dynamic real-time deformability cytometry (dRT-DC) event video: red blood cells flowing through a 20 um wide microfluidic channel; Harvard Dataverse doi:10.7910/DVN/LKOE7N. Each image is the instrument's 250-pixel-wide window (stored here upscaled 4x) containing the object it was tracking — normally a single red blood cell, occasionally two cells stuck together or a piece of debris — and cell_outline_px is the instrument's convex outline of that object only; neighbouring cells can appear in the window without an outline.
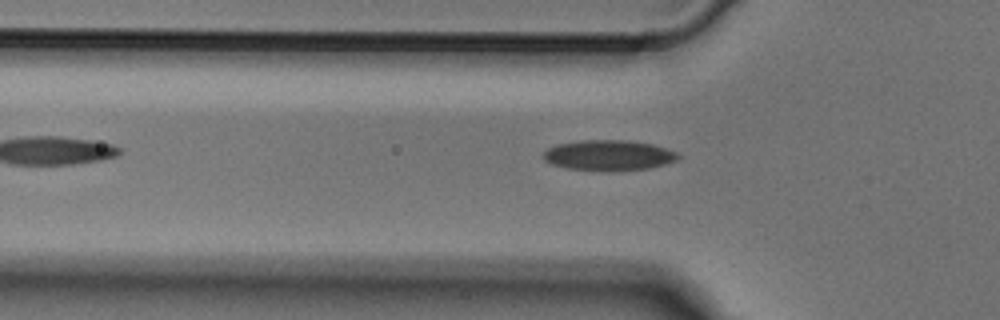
{"species": "Egyptian fruit bat (a non-hibernating species)", "species_latin": "Rousettus aegyptiacus", "temperature_condition": "cold", "stored_images_in_passage": 6, "camera_frame_rate_fps": 3000, "um_per_image_px": 0.085, "animal": {"sex": "male"}, "frame": {"image": 1, "passage_image": 4, "time_ms": 1.0, "image_size_px": [1000, 320], "cell_outline_px": [[680, 156], [676, 160], [664, 164], [648, 168], [568, 168], [552, 164], [544, 160], [544, 152], [548, 148], [556, 144], [584, 140], [624, 140], [652, 144], [680, 152]], "centroid_in_image_um": [51.76, 13.14], "position_along_channel_um": 74.0, "area_um2": 22.83}}
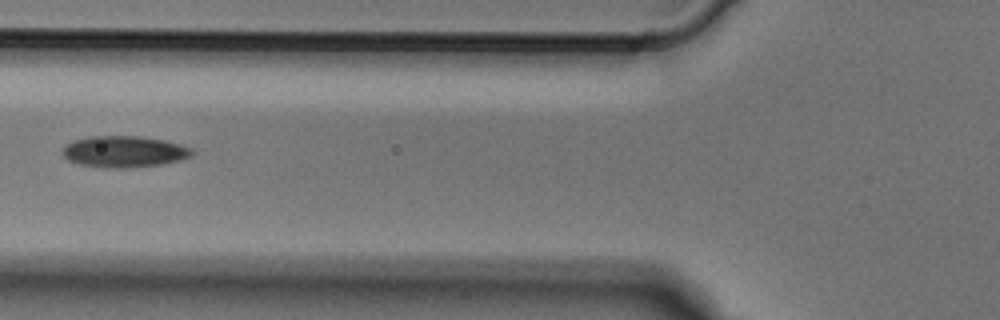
{"frame": {"image": 2, "passage_image": 5, "time_ms": 1.333, "image_size_px": [1000, 320], "cell_outline_px": [[196, 152], [192, 156], [180, 160], [160, 164], [120, 168], [104, 168], [80, 164], [68, 160], [60, 152], [64, 144], [72, 140], [88, 136], [140, 136], [164, 140], [180, 144], [192, 148]], "centroid_in_image_um": [10.52, 12.87], "position_along_channel_um": 115.3, "area_um2": 23.93}}
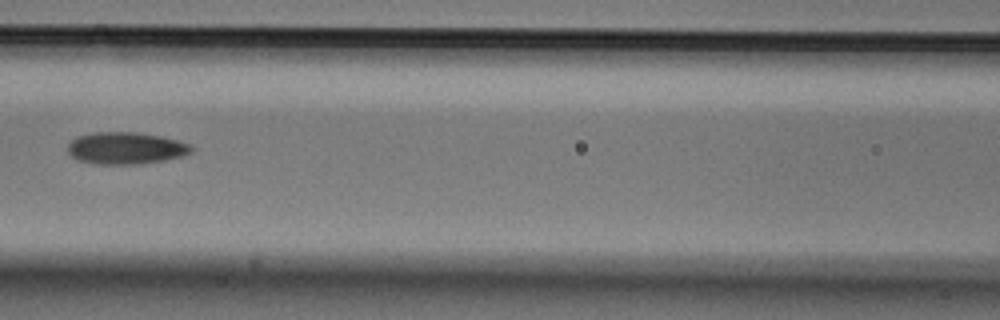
{"frame": {"image": 3, "passage_image": 6, "time_ms": 1.667, "image_size_px": [1000, 320], "cell_outline_px": [[196, 148], [192, 152], [184, 156], [164, 160], [140, 164], [96, 164], [76, 160], [68, 152], [68, 144], [72, 140], [80, 136], [96, 132], [136, 132], [160, 136], [192, 144]], "centroid_in_image_um": [10.74, 12.6], "position_along_channel_um": 155.9, "area_um2": 23.18}}